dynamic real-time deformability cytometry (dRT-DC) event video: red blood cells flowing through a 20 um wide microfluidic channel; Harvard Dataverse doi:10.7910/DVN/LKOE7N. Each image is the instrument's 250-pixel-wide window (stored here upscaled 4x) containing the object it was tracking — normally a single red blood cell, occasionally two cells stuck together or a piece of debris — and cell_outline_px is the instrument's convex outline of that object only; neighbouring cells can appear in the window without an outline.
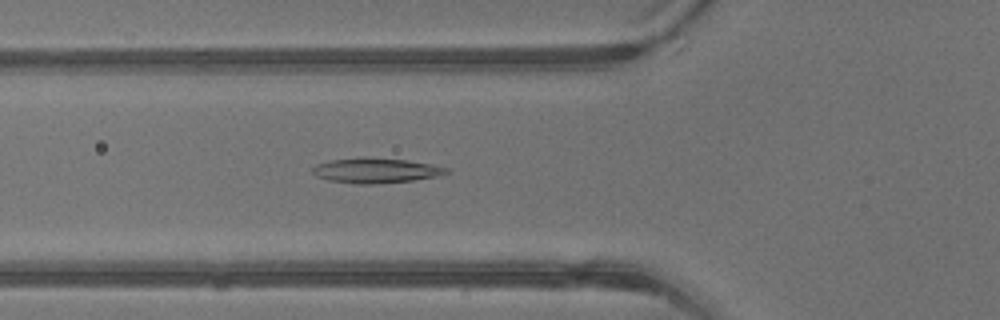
{"species": "common noctule bat (a hibernating species)", "species_latin": "Nyctalus noctula", "temperature_condition": "warm", "stored_images_in_passage": 36, "camera_frame_rate_fps": 3000, "um_per_image_px": 0.085, "animal": {"sex": "male", "body_mass_g": 13.3}, "frame": {"image": 1, "passage_image": 10, "time_ms": 3.0, "image_size_px": [1000, 320], "cell_outline_px": [[448, 172], [436, 176], [412, 180], [372, 184], [356, 184], [328, 180], [316, 176], [312, 172], [312, 168], [316, 164], [332, 160], [360, 156], [364, 156], [408, 160], [448, 168]], "centroid_in_image_um": [31.87, 14.48], "position_along_channel_um": 93.9, "area_um2": 19.48}}
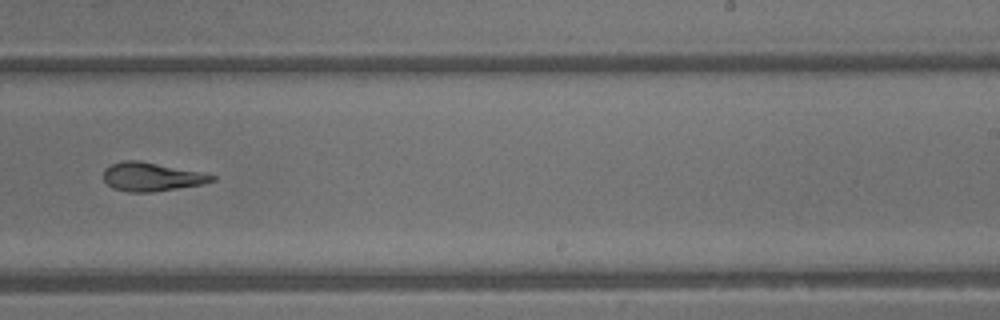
{"frame": {"image": 2, "passage_image": 21, "time_ms": 6.667, "image_size_px": [1000, 320], "cell_outline_px": [[216, 180], [204, 184], [152, 192], [128, 192], [112, 188], [104, 180], [104, 168], [112, 164], [124, 160], [140, 160], [200, 172], [216, 176]], "centroid_in_image_um": [12.88, 15.03], "position_along_channel_um": 276.1, "area_um2": 18.09}}
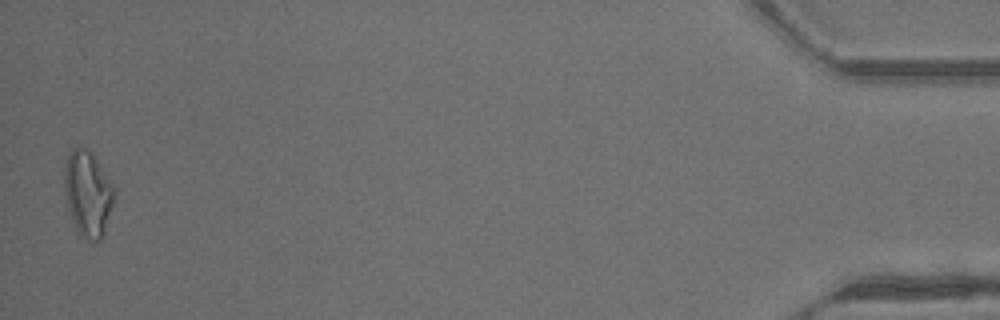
{"frame": {"image": 3, "passage_image": 36, "time_ms": 11.667, "image_size_px": [1000, 320], "cell_outline_px": [[116, 188], [112, 204], [104, 232], [100, 240], [92, 240], [80, 236], [76, 232], [68, 208], [64, 188], [64, 164], [68, 152], [72, 148], [84, 148], [92, 152]], "centroid_in_image_um": [7.45, 16.42], "position_along_channel_um": 427.8, "area_um2": 24.91}, "authors_computed_cell_mechanics": {"area_um2": 19.074, "velocity_mm_per_s": 4.9721, "shape_relaxation_time_tau1_ms": null, "shape_relaxation_time_tau2_ms": 2.2477, "deformation_change_tau1": null, "deformation_change_tau2": 0.1118}}